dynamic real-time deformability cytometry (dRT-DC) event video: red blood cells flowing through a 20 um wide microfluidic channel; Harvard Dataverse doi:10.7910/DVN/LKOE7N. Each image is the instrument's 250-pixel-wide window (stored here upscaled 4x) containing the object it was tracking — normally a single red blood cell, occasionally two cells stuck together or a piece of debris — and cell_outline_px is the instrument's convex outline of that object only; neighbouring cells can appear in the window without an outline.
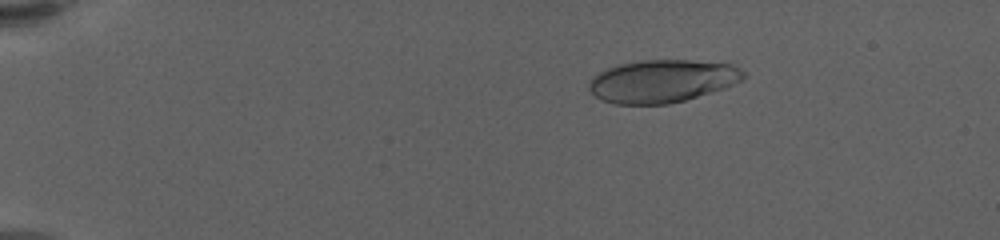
{"species": "human", "species_latin": "Homo sapiens", "temperature_condition": "warm", "stored_images_in_passage": 59, "camera_frame_rate_fps": 3000, "um_per_image_px": 0.085, "donor": {"sex": "female"}, "frame": {"image": 1, "passage_image": 11, "time_ms": 3.333, "image_size_px": [1000, 240], "cell_outline_px": [[744, 80], [724, 88], [712, 92], [684, 100], [668, 104], [616, 104], [600, 100], [588, 88], [588, 84], [592, 76], [608, 68], [620, 64], [644, 60], [688, 60], [732, 64], [740, 68], [744, 72]], "centroid_in_image_um": [56.29, 6.89], "position_along_channel_um": 28.7, "area_um2": 38.44}}
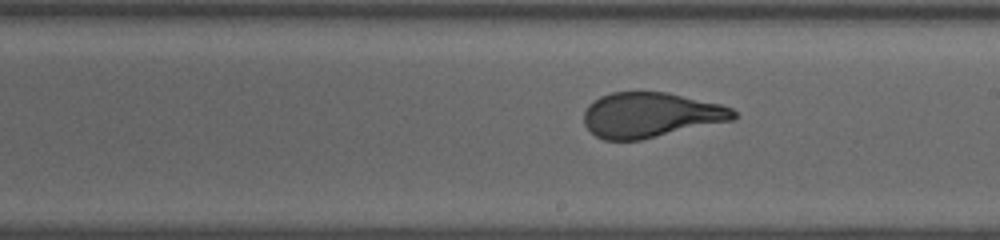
{"frame": {"image": 2, "passage_image": 36, "time_ms": 11.667, "image_size_px": [1000, 240], "cell_outline_px": [[736, 116], [732, 120], [640, 140], [604, 140], [596, 136], [584, 124], [584, 112], [588, 104], [592, 100], [600, 96], [612, 92], [668, 92], [720, 104], [732, 108], [736, 112]], "centroid_in_image_um": [55.27, 9.76], "position_along_channel_um": 233.7, "area_um2": 39.19}}
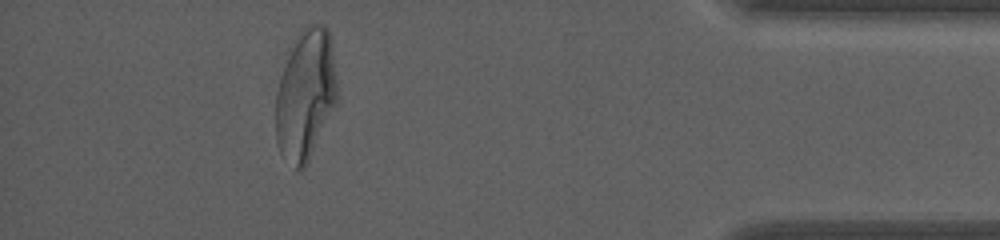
{"frame": {"image": 3, "passage_image": 54, "time_ms": 17.667, "image_size_px": [1000, 240], "cell_outline_px": [[336, 100], [308, 160], [304, 168], [300, 172], [280, 152], [276, 140], [276, 92], [280, 76], [300, 28], [308, 24], [324, 24], [328, 28], [336, 84]], "centroid_in_image_um": [25.93, 8.02], "position_along_channel_um": 409.3, "area_um2": 45.37}, "authors_computed_cell_mechanics": {"area_um2": 40.2866, "velocity_mm_per_s": 3.6027, "shape_relaxation_time_tau1_ms": 4.9822, "shape_relaxation_time_tau2_ms": null, "deformation_change_tau1": 0.2301, "deformation_change_tau2": null}}